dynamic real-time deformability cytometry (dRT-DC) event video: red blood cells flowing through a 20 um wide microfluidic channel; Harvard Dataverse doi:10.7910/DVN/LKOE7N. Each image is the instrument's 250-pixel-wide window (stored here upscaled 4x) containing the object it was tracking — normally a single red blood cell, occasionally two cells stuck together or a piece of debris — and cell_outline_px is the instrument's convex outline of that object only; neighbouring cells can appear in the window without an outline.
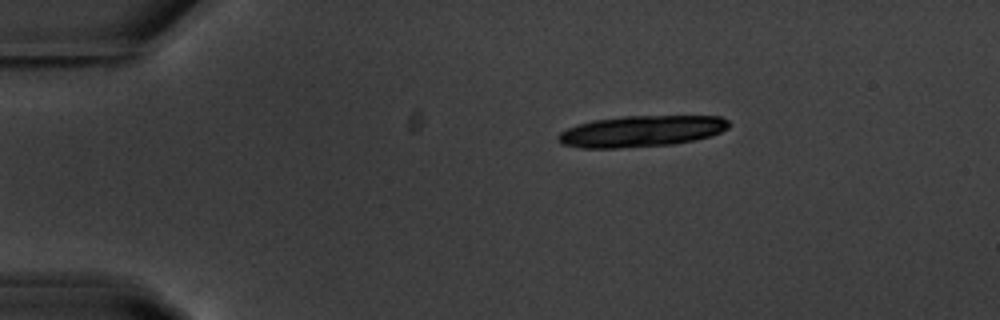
{"species": "common noctule bat (a hibernating species)", "species_latin": "Nyctalus noctula", "temperature_condition": "warm", "stored_images_in_passage": 13, "camera_frame_rate_fps": 3000, "um_per_image_px": 0.085, "animal": {"sex": "male", "body_mass_g": 20.1, "forearm_length_mm": 53.5}, "frame": {"image": 1, "passage_image": 1, "time_ms": 0.0, "image_size_px": [1000, 320], "cell_outline_px": [[732, 124], [728, 128], [720, 132], [708, 136], [692, 140], [672, 144], [616, 148], [580, 148], [560, 144], [556, 140], [556, 136], [560, 132], [568, 128], [592, 120], [624, 116], [720, 116], [728, 120]], "centroid_in_image_um": [54.47, 11.15], "position_along_channel_um": 30.5, "area_um2": 31.04}}